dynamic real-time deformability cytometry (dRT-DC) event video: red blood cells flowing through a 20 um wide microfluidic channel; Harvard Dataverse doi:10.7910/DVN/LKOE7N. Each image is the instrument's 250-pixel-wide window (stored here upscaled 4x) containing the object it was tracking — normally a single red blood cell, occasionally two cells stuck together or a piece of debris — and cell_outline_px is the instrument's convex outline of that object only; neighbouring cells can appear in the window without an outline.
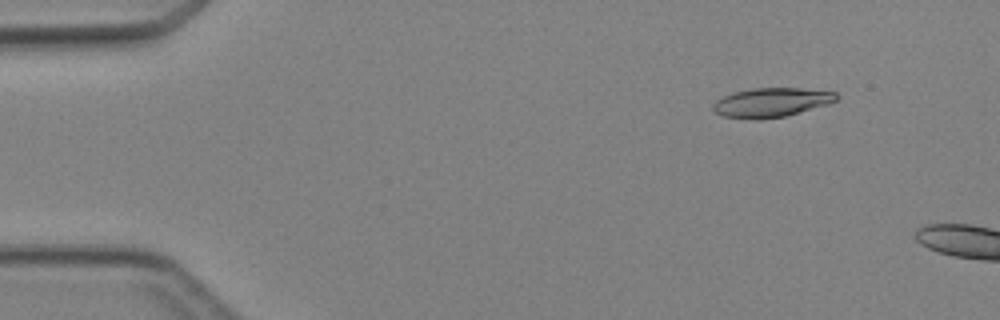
{"species": "Egyptian fruit bat (a non-hibernating species)", "species_latin": "Rousettus aegyptiacus", "temperature_condition": "cold", "stored_images_in_passage": 3, "camera_frame_rate_fps": 3000, "um_per_image_px": 0.085, "animal": {"sex": "female"}, "frame": {"image": 1, "passage_image": 1, "time_ms": 0.0, "image_size_px": [1000, 320], "cell_outline_px": [[840, 96], [836, 100], [828, 104], [784, 116], [760, 120], [756, 120], [724, 116], [716, 112], [712, 108], [712, 104], [716, 100], [732, 92], [752, 88], [800, 88], [836, 92]], "centroid_in_image_um": [65.55, 8.7], "position_along_channel_um": 19.4, "area_um2": 20.98}}